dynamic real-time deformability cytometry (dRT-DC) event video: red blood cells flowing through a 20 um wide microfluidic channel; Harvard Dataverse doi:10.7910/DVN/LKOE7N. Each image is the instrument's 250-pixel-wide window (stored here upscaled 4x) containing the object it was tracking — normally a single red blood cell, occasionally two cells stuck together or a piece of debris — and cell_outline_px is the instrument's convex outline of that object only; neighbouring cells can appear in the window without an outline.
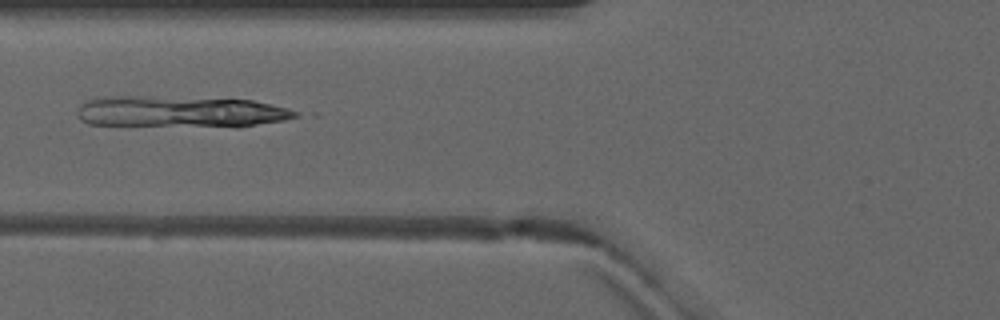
{"species": "common noctule bat (a hibernating species)", "species_latin": "Nyctalus noctula", "temperature_condition": "warm", "stored_images_in_passage": 6, "camera_frame_rate_fps": 3000, "um_per_image_px": 0.085, "animal": {"sex": "male", "forearm_length_mm": 52.5}, "frame": {"image": 1, "passage_image": 5, "time_ms": 5.667, "image_size_px": [1000, 320], "cell_outline_px": [[300, 116], [284, 120], [236, 128], [88, 124], [80, 120], [76, 112], [80, 104], [84, 100], [100, 96], [140, 96], [252, 100], [288, 108], [300, 112]], "centroid_in_image_um": [15.32, 9.51], "position_along_channel_um": 110.5, "area_um2": 40.75}}
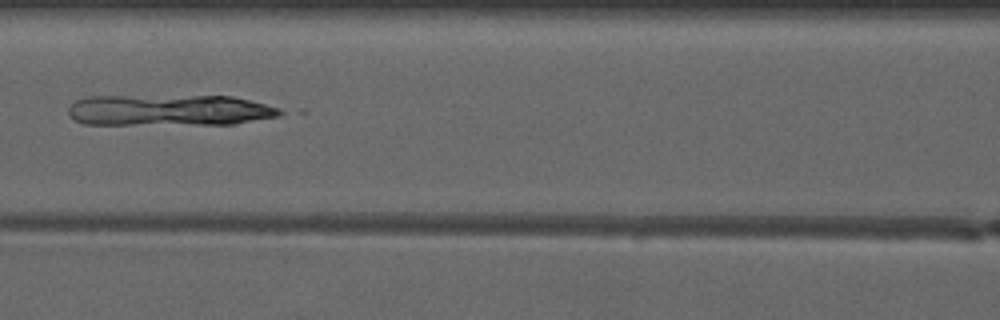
{"frame": {"image": 2, "passage_image": 6, "time_ms": 6.667, "image_size_px": [1000, 320], "cell_outline_px": [[288, 112], [280, 116], [236, 124], [84, 124], [76, 120], [68, 112], [68, 108], [76, 100], [88, 96], [232, 96], [280, 108]], "centroid_in_image_um": [14.45, 9.37], "position_along_channel_um": 152.2, "area_um2": 38.55}}